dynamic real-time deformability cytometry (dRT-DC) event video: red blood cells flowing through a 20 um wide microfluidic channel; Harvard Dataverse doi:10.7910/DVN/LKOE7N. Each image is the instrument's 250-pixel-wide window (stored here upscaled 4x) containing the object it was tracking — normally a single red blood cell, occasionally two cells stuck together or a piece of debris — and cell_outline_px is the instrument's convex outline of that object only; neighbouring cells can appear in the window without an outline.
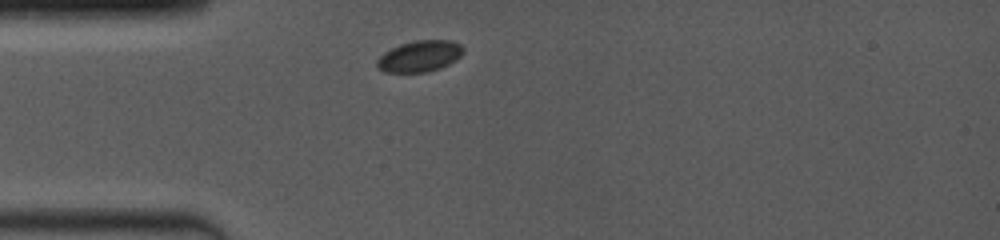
{"species": "common noctule bat (a hibernating species)", "species_latin": "Nyctalus noctula", "temperature_condition": "room temperature", "stored_images_in_passage": 6, "camera_frame_rate_fps": 4000, "um_per_image_px": 0.085, "animal": {"sex": "female", "body_mass_g": 19.0, "forearm_length_mm": 53.3}, "frame": {"image": 1, "passage_image": 1, "time_ms": 0.0, "image_size_px": [1000, 240], "cell_outline_px": [[464, 52], [456, 60], [440, 68], [424, 72], [384, 72], [376, 68], [376, 60], [384, 52], [400, 44], [416, 40], [448, 40], [460, 44], [464, 48]], "centroid_in_image_um": [35.65, 4.78], "position_along_channel_um": 49.3, "area_um2": 15.72}}
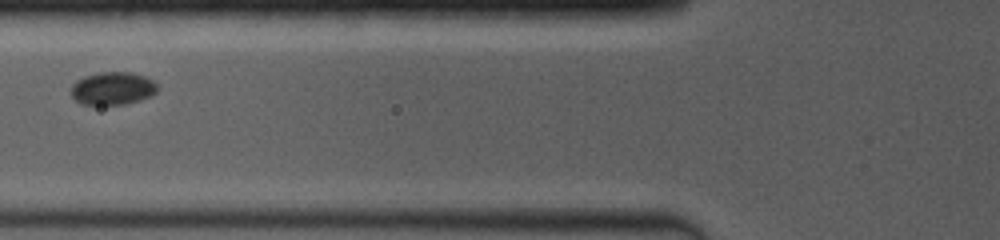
{"frame": {"image": 2, "passage_image": 3, "time_ms": 2.0, "image_size_px": [1000, 240], "cell_outline_px": [[156, 92], [152, 96], [140, 100], [124, 104], [80, 104], [72, 96], [72, 84], [76, 80], [84, 76], [100, 72], [132, 72], [144, 76], [152, 80], [156, 84]], "centroid_in_image_um": [9.57, 7.51], "position_along_channel_um": 116.2, "area_um2": 16.47}}
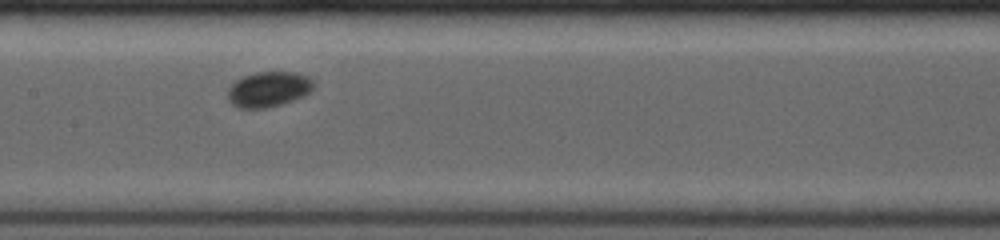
{"frame": {"image": 3, "passage_image": 5, "time_ms": 3.75, "image_size_px": [1000, 240], "cell_outline_px": [[312, 88], [304, 96], [268, 108], [240, 108], [232, 104], [228, 100], [228, 88], [236, 80], [244, 76], [256, 72], [296, 72], [308, 76], [312, 80]], "centroid_in_image_um": [22.8, 7.58], "position_along_channel_um": 184.6, "area_um2": 17.51}}